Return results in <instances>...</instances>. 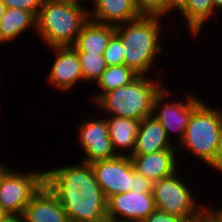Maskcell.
Masks as SVG:
<instances>
[{"label":"cell","mask_w":222,"mask_h":222,"mask_svg":"<svg viewBox=\"0 0 222 222\" xmlns=\"http://www.w3.org/2000/svg\"><path fill=\"white\" fill-rule=\"evenodd\" d=\"M70 164L44 170L45 184L71 222H107V199L92 166L83 161Z\"/></svg>","instance_id":"cell-1"},{"label":"cell","mask_w":222,"mask_h":222,"mask_svg":"<svg viewBox=\"0 0 222 222\" xmlns=\"http://www.w3.org/2000/svg\"><path fill=\"white\" fill-rule=\"evenodd\" d=\"M163 19L165 20L164 17L158 16H141L115 27V35L123 46L124 65L138 75L150 76L155 60L161 56L164 49V44H161L164 42Z\"/></svg>","instance_id":"cell-2"},{"label":"cell","mask_w":222,"mask_h":222,"mask_svg":"<svg viewBox=\"0 0 222 222\" xmlns=\"http://www.w3.org/2000/svg\"><path fill=\"white\" fill-rule=\"evenodd\" d=\"M88 21L86 4L45 0L36 16V37L46 48L72 47Z\"/></svg>","instance_id":"cell-3"},{"label":"cell","mask_w":222,"mask_h":222,"mask_svg":"<svg viewBox=\"0 0 222 222\" xmlns=\"http://www.w3.org/2000/svg\"><path fill=\"white\" fill-rule=\"evenodd\" d=\"M159 77L155 80L151 75H139L130 84L104 93L93 105L102 115L141 121L152 116L154 98L164 86Z\"/></svg>","instance_id":"cell-4"},{"label":"cell","mask_w":222,"mask_h":222,"mask_svg":"<svg viewBox=\"0 0 222 222\" xmlns=\"http://www.w3.org/2000/svg\"><path fill=\"white\" fill-rule=\"evenodd\" d=\"M221 133L222 109L203 101L190 117L184 139L177 146L178 154L185 150L208 168L215 160Z\"/></svg>","instance_id":"cell-5"},{"label":"cell","mask_w":222,"mask_h":222,"mask_svg":"<svg viewBox=\"0 0 222 222\" xmlns=\"http://www.w3.org/2000/svg\"><path fill=\"white\" fill-rule=\"evenodd\" d=\"M181 171L153 183L152 193L158 210L184 218L189 222L204 221V203L190 189ZM182 177H181V176ZM203 203V204H202Z\"/></svg>","instance_id":"cell-6"},{"label":"cell","mask_w":222,"mask_h":222,"mask_svg":"<svg viewBox=\"0 0 222 222\" xmlns=\"http://www.w3.org/2000/svg\"><path fill=\"white\" fill-rule=\"evenodd\" d=\"M166 86L164 85L154 98L152 116L165 129L169 140L178 146L184 139L191 115L204 100L198 94L189 91L184 94V100L182 98V101H178L176 98L172 101L171 95L174 94ZM170 97L171 99H168ZM175 135L177 137L174 140Z\"/></svg>","instance_id":"cell-7"},{"label":"cell","mask_w":222,"mask_h":222,"mask_svg":"<svg viewBox=\"0 0 222 222\" xmlns=\"http://www.w3.org/2000/svg\"><path fill=\"white\" fill-rule=\"evenodd\" d=\"M6 164L0 170V206L9 215H21L45 183V171L19 172Z\"/></svg>","instance_id":"cell-8"},{"label":"cell","mask_w":222,"mask_h":222,"mask_svg":"<svg viewBox=\"0 0 222 222\" xmlns=\"http://www.w3.org/2000/svg\"><path fill=\"white\" fill-rule=\"evenodd\" d=\"M90 165L106 199L114 194L133 191L135 170L129 156L117 155L111 159L92 162Z\"/></svg>","instance_id":"cell-9"},{"label":"cell","mask_w":222,"mask_h":222,"mask_svg":"<svg viewBox=\"0 0 222 222\" xmlns=\"http://www.w3.org/2000/svg\"><path fill=\"white\" fill-rule=\"evenodd\" d=\"M92 118H83L79 123L77 141L82 149L83 162L91 164L98 160L111 159L117 156L108 134V125L106 117L91 116ZM98 117V118H96ZM84 158V159H83Z\"/></svg>","instance_id":"cell-10"},{"label":"cell","mask_w":222,"mask_h":222,"mask_svg":"<svg viewBox=\"0 0 222 222\" xmlns=\"http://www.w3.org/2000/svg\"><path fill=\"white\" fill-rule=\"evenodd\" d=\"M155 210L152 192L127 191L107 199V221L142 222Z\"/></svg>","instance_id":"cell-11"},{"label":"cell","mask_w":222,"mask_h":222,"mask_svg":"<svg viewBox=\"0 0 222 222\" xmlns=\"http://www.w3.org/2000/svg\"><path fill=\"white\" fill-rule=\"evenodd\" d=\"M49 50L54 52V62L52 61L53 64L47 73V85L63 93L75 89L79 82H83L77 52L72 47H53Z\"/></svg>","instance_id":"cell-12"},{"label":"cell","mask_w":222,"mask_h":222,"mask_svg":"<svg viewBox=\"0 0 222 222\" xmlns=\"http://www.w3.org/2000/svg\"><path fill=\"white\" fill-rule=\"evenodd\" d=\"M178 155V157H177ZM134 170L151 182L168 177L181 169L177 146L142 156H129Z\"/></svg>","instance_id":"cell-13"},{"label":"cell","mask_w":222,"mask_h":222,"mask_svg":"<svg viewBox=\"0 0 222 222\" xmlns=\"http://www.w3.org/2000/svg\"><path fill=\"white\" fill-rule=\"evenodd\" d=\"M24 222H71L56 195L44 183L22 214Z\"/></svg>","instance_id":"cell-14"},{"label":"cell","mask_w":222,"mask_h":222,"mask_svg":"<svg viewBox=\"0 0 222 222\" xmlns=\"http://www.w3.org/2000/svg\"><path fill=\"white\" fill-rule=\"evenodd\" d=\"M89 19L98 24L118 26L141 17L134 0H90Z\"/></svg>","instance_id":"cell-15"},{"label":"cell","mask_w":222,"mask_h":222,"mask_svg":"<svg viewBox=\"0 0 222 222\" xmlns=\"http://www.w3.org/2000/svg\"><path fill=\"white\" fill-rule=\"evenodd\" d=\"M174 146L176 145L171 143L165 129L153 116H150L140 121L135 147L130 156L148 155L172 149Z\"/></svg>","instance_id":"cell-16"},{"label":"cell","mask_w":222,"mask_h":222,"mask_svg":"<svg viewBox=\"0 0 222 222\" xmlns=\"http://www.w3.org/2000/svg\"><path fill=\"white\" fill-rule=\"evenodd\" d=\"M105 117L114 151L117 155L130 156L135 147L140 121L111 115Z\"/></svg>","instance_id":"cell-17"},{"label":"cell","mask_w":222,"mask_h":222,"mask_svg":"<svg viewBox=\"0 0 222 222\" xmlns=\"http://www.w3.org/2000/svg\"><path fill=\"white\" fill-rule=\"evenodd\" d=\"M29 29L36 34V16L28 11L18 8H6L0 19V47L12 43Z\"/></svg>","instance_id":"cell-18"},{"label":"cell","mask_w":222,"mask_h":222,"mask_svg":"<svg viewBox=\"0 0 222 222\" xmlns=\"http://www.w3.org/2000/svg\"><path fill=\"white\" fill-rule=\"evenodd\" d=\"M115 32V26L98 24L89 19L82 27L72 48L76 52L103 54Z\"/></svg>","instance_id":"cell-19"},{"label":"cell","mask_w":222,"mask_h":222,"mask_svg":"<svg viewBox=\"0 0 222 222\" xmlns=\"http://www.w3.org/2000/svg\"><path fill=\"white\" fill-rule=\"evenodd\" d=\"M180 15L183 19L184 28L187 29L188 33L190 32L192 37L194 36V39L202 34L204 25L206 26L210 17L213 18L217 13L214 10L212 0H187V5L179 13Z\"/></svg>","instance_id":"cell-20"},{"label":"cell","mask_w":222,"mask_h":222,"mask_svg":"<svg viewBox=\"0 0 222 222\" xmlns=\"http://www.w3.org/2000/svg\"><path fill=\"white\" fill-rule=\"evenodd\" d=\"M139 75L126 65L107 66L106 70L101 74L94 88L100 89L91 96L90 101L95 103L104 93L115 90L123 85L130 84ZM95 94V95H94Z\"/></svg>","instance_id":"cell-21"},{"label":"cell","mask_w":222,"mask_h":222,"mask_svg":"<svg viewBox=\"0 0 222 222\" xmlns=\"http://www.w3.org/2000/svg\"><path fill=\"white\" fill-rule=\"evenodd\" d=\"M80 60L83 81L87 84L97 82L101 74L106 70L107 64L103 54L77 52Z\"/></svg>","instance_id":"cell-22"},{"label":"cell","mask_w":222,"mask_h":222,"mask_svg":"<svg viewBox=\"0 0 222 222\" xmlns=\"http://www.w3.org/2000/svg\"><path fill=\"white\" fill-rule=\"evenodd\" d=\"M141 16H167L168 0H134Z\"/></svg>","instance_id":"cell-23"},{"label":"cell","mask_w":222,"mask_h":222,"mask_svg":"<svg viewBox=\"0 0 222 222\" xmlns=\"http://www.w3.org/2000/svg\"><path fill=\"white\" fill-rule=\"evenodd\" d=\"M103 56L107 66L124 64L123 46L115 34L109 40Z\"/></svg>","instance_id":"cell-24"},{"label":"cell","mask_w":222,"mask_h":222,"mask_svg":"<svg viewBox=\"0 0 222 222\" xmlns=\"http://www.w3.org/2000/svg\"><path fill=\"white\" fill-rule=\"evenodd\" d=\"M45 0H2L6 8L28 10L37 16Z\"/></svg>","instance_id":"cell-25"},{"label":"cell","mask_w":222,"mask_h":222,"mask_svg":"<svg viewBox=\"0 0 222 222\" xmlns=\"http://www.w3.org/2000/svg\"><path fill=\"white\" fill-rule=\"evenodd\" d=\"M142 222H189L184 218L156 209Z\"/></svg>","instance_id":"cell-26"},{"label":"cell","mask_w":222,"mask_h":222,"mask_svg":"<svg viewBox=\"0 0 222 222\" xmlns=\"http://www.w3.org/2000/svg\"><path fill=\"white\" fill-rule=\"evenodd\" d=\"M153 182L135 171V184L133 192L146 193L152 192Z\"/></svg>","instance_id":"cell-27"},{"label":"cell","mask_w":222,"mask_h":222,"mask_svg":"<svg viewBox=\"0 0 222 222\" xmlns=\"http://www.w3.org/2000/svg\"><path fill=\"white\" fill-rule=\"evenodd\" d=\"M204 205V222H222V206Z\"/></svg>","instance_id":"cell-28"},{"label":"cell","mask_w":222,"mask_h":222,"mask_svg":"<svg viewBox=\"0 0 222 222\" xmlns=\"http://www.w3.org/2000/svg\"><path fill=\"white\" fill-rule=\"evenodd\" d=\"M209 167H210L209 169H211V171L213 169V172L215 170L216 172H219L222 174V133L219 137L215 160Z\"/></svg>","instance_id":"cell-29"},{"label":"cell","mask_w":222,"mask_h":222,"mask_svg":"<svg viewBox=\"0 0 222 222\" xmlns=\"http://www.w3.org/2000/svg\"><path fill=\"white\" fill-rule=\"evenodd\" d=\"M187 5V0H168L167 14L177 11L179 14ZM172 11V12H171Z\"/></svg>","instance_id":"cell-30"},{"label":"cell","mask_w":222,"mask_h":222,"mask_svg":"<svg viewBox=\"0 0 222 222\" xmlns=\"http://www.w3.org/2000/svg\"><path fill=\"white\" fill-rule=\"evenodd\" d=\"M1 222H24L21 215H7Z\"/></svg>","instance_id":"cell-31"},{"label":"cell","mask_w":222,"mask_h":222,"mask_svg":"<svg viewBox=\"0 0 222 222\" xmlns=\"http://www.w3.org/2000/svg\"><path fill=\"white\" fill-rule=\"evenodd\" d=\"M213 2V7H214V10L217 12H220L222 11V0H212Z\"/></svg>","instance_id":"cell-32"},{"label":"cell","mask_w":222,"mask_h":222,"mask_svg":"<svg viewBox=\"0 0 222 222\" xmlns=\"http://www.w3.org/2000/svg\"><path fill=\"white\" fill-rule=\"evenodd\" d=\"M6 10V6L4 5V3L2 2V0H0V19L1 17L4 15Z\"/></svg>","instance_id":"cell-33"},{"label":"cell","mask_w":222,"mask_h":222,"mask_svg":"<svg viewBox=\"0 0 222 222\" xmlns=\"http://www.w3.org/2000/svg\"><path fill=\"white\" fill-rule=\"evenodd\" d=\"M49 1H68V2H73V3H82L83 2V4H86L85 2L87 1H83V0H49Z\"/></svg>","instance_id":"cell-34"},{"label":"cell","mask_w":222,"mask_h":222,"mask_svg":"<svg viewBox=\"0 0 222 222\" xmlns=\"http://www.w3.org/2000/svg\"><path fill=\"white\" fill-rule=\"evenodd\" d=\"M8 214L1 208L0 206V222L7 216Z\"/></svg>","instance_id":"cell-35"},{"label":"cell","mask_w":222,"mask_h":222,"mask_svg":"<svg viewBox=\"0 0 222 222\" xmlns=\"http://www.w3.org/2000/svg\"><path fill=\"white\" fill-rule=\"evenodd\" d=\"M5 166V163L1 162L0 164V170Z\"/></svg>","instance_id":"cell-36"},{"label":"cell","mask_w":222,"mask_h":222,"mask_svg":"<svg viewBox=\"0 0 222 222\" xmlns=\"http://www.w3.org/2000/svg\"><path fill=\"white\" fill-rule=\"evenodd\" d=\"M107 222H123V221H107Z\"/></svg>","instance_id":"cell-37"}]
</instances>
